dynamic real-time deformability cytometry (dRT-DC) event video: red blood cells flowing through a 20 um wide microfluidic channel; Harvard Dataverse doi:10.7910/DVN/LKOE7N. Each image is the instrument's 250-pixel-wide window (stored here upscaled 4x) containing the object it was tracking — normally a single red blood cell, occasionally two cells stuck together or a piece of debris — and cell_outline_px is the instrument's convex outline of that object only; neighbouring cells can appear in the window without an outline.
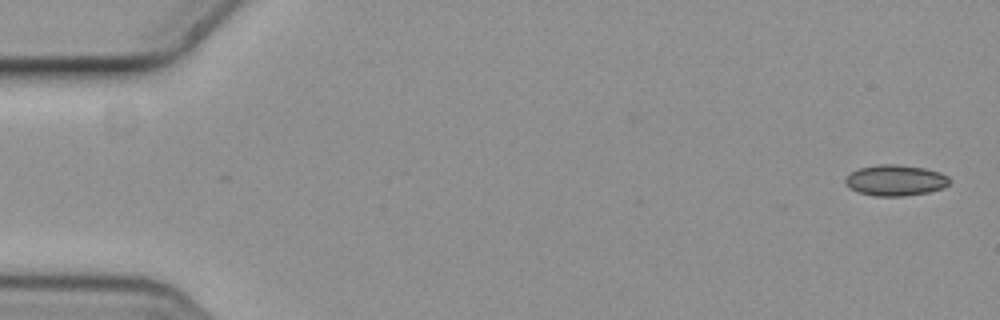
{"species": "common noctule bat (a hibernating species)", "species_latin": "Nyctalus noctula", "temperature_condition": "cold", "stored_images_in_passage": 9, "camera_frame_rate_fps": 3000, "um_per_image_px": 0.085, "animal": {"sex": "female", "body_mass_g": 19.3, "forearm_length_mm": 54.1}, "frame": {"image": 1, "passage_image": 1, "time_ms": 0.0, "image_size_px": [1000, 320], "cell_outline_px": [[948, 184], [944, 188], [928, 192], [904, 196], [876, 196], [860, 192], [844, 184], [844, 180], [852, 172], [860, 168], [880, 164], [896, 164], [924, 168], [940, 172], [948, 176]], "centroid_in_image_um": [76.13, 15.32], "position_along_channel_um": 8.9, "area_um2": 18.55}}
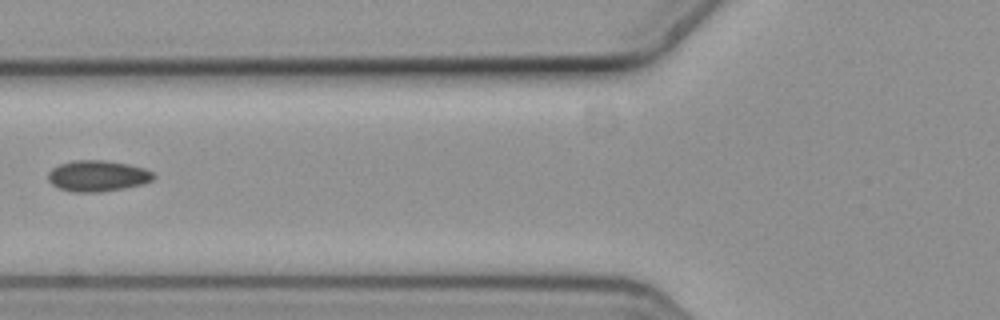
{"frame": {"image": 2, "passage_image": 7, "time_ms": 2.0, "image_size_px": [1000, 320], "cell_outline_px": [[156, 176], [152, 180], [144, 184], [124, 188], [100, 192], [72, 192], [60, 188], [52, 184], [48, 180], [48, 172], [52, 168], [60, 164], [72, 160], [104, 160], [128, 164], [144, 168], [152, 172]], "centroid_in_image_um": [8.3, 14.95], "position_along_channel_um": 117.5, "area_um2": 19.13}}
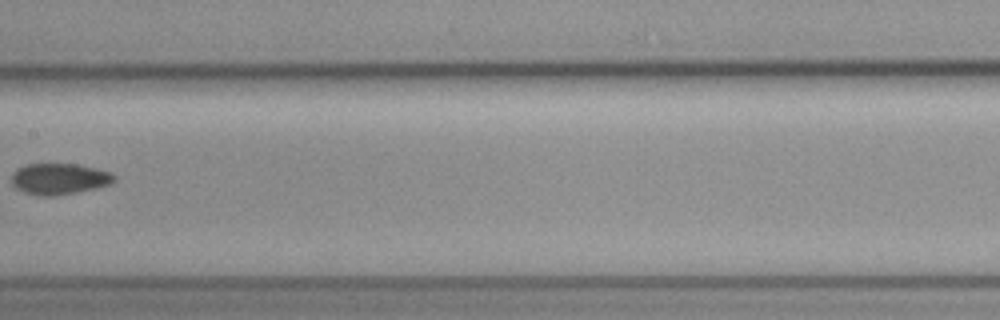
{"frame": {"image": 3, "passage_image": 9, "time_ms": 2.667, "image_size_px": [1000, 320], "cell_outline_px": [[116, 180], [112, 184], [96, 188], [76, 192], [52, 196], [36, 196], [24, 192], [16, 188], [12, 184], [12, 172], [16, 168], [24, 164], [76, 164], [96, 168], [112, 172], [116, 176]], "centroid_in_image_um": [5.04, 15.2], "position_along_channel_um": 202.4, "area_um2": 18.9}}